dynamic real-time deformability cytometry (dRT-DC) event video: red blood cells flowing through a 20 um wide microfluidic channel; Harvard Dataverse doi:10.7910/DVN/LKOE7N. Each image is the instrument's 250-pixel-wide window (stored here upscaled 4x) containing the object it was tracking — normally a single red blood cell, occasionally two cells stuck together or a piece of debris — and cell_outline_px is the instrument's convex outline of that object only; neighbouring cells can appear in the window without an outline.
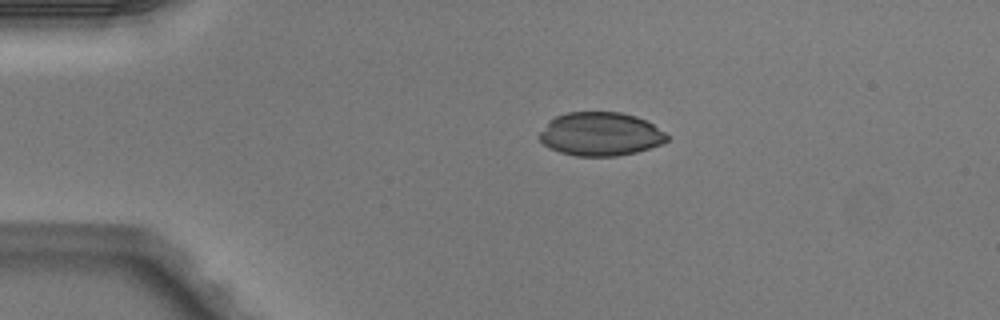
{"species": "Egyptian fruit bat (a non-hibernating species)", "species_latin": "Rousettus aegyptiacus", "temperature_condition": "warm", "stored_images_in_passage": 3, "camera_frame_rate_fps": 3000, "um_per_image_px": 0.085, "animal": {"sex": "male"}, "frame": {"image": 1, "passage_image": 2, "time_ms": 0.333, "image_size_px": [1000, 320], "cell_outline_px": [[668, 140], [664, 144], [636, 152], [616, 156], [576, 156], [560, 152], [548, 148], [536, 136], [548, 120], [556, 116], [568, 112], [620, 112], [636, 116], [648, 120], [664, 132], [668, 136]], "centroid_in_image_um": [51.02, 11.39], "position_along_channel_um": 34.0, "area_um2": 32.77}}